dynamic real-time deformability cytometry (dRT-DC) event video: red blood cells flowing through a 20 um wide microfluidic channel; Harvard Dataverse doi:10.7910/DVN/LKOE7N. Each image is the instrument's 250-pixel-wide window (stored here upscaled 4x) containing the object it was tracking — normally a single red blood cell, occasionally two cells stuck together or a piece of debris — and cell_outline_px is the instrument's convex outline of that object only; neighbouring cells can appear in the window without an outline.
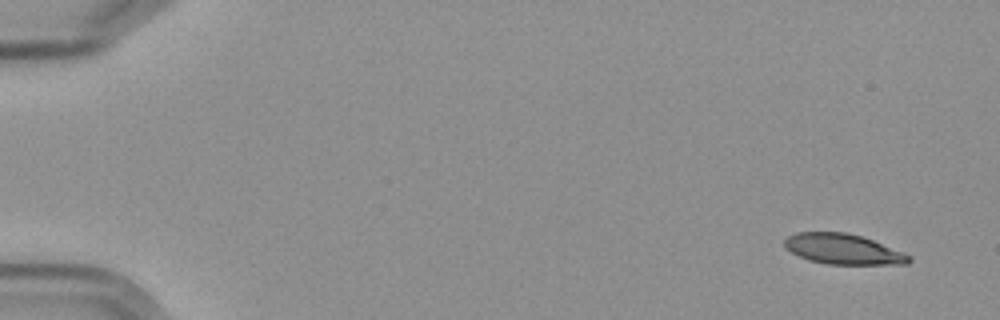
{"species": "Egyptian fruit bat (a non-hibernating species)", "species_latin": "Rousettus aegyptiacus", "temperature_condition": "cold", "stored_images_in_passage": 6, "camera_frame_rate_fps": 3000, "um_per_image_px": 0.085, "frame": {"image": 1, "passage_image": 1, "time_ms": 0.0, "image_size_px": [1000, 320], "cell_outline_px": [[912, 260], [908, 264], [828, 264], [808, 260], [784, 248], [784, 240], [788, 236], [796, 232], [848, 232], [872, 240], [904, 252], [912, 256]], "centroid_in_image_um": [71.67, 21.17], "position_along_channel_um": 13.3, "area_um2": 22.02}}